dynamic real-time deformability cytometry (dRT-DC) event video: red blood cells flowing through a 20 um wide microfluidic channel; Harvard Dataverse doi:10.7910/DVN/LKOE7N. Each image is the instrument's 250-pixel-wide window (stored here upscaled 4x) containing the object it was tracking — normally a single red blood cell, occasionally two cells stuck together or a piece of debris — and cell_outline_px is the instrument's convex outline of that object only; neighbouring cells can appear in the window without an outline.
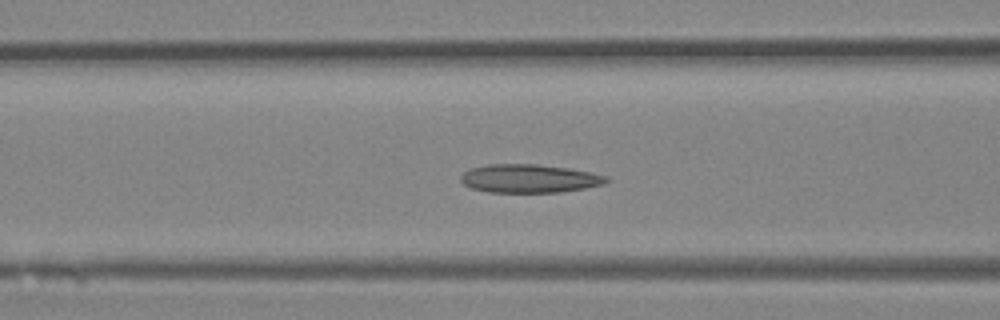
{"species": "Egyptian fruit bat (a non-hibernating species)", "species_latin": "Rousettus aegyptiacus", "temperature_condition": "room temperature", "stored_images_in_passage": 35, "camera_frame_rate_fps": 3000, "um_per_image_px": 0.085, "animal": {"sex": "female"}, "frame": {"image": 1, "passage_image": 10, "time_ms": 3.0, "image_size_px": [1000, 320], "cell_outline_px": [[612, 180], [604, 184], [584, 188], [560, 192], [488, 192], [472, 188], [464, 184], [460, 180], [460, 176], [464, 172], [472, 168], [488, 164], [536, 164], [568, 168], [608, 176]], "centroid_in_image_um": [45.0, 15.17], "position_along_channel_um": 121.6, "area_um2": 24.04}}
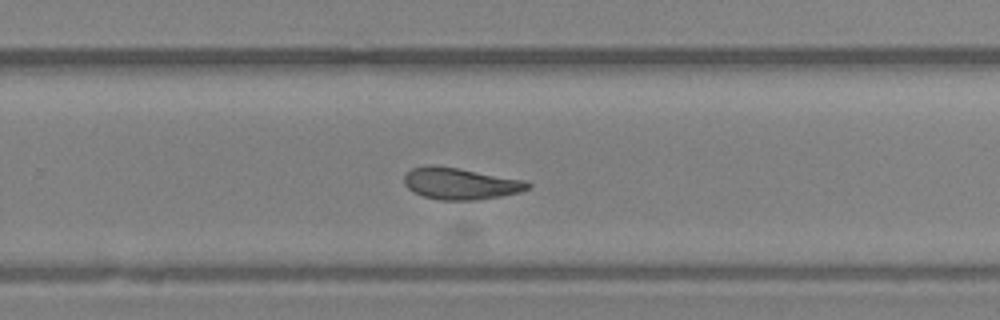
{"frame": {"image": 2, "passage_image": 20, "time_ms": 6.333, "image_size_px": [1000, 320], "cell_outline_px": [[532, 184], [528, 188], [520, 192], [500, 196], [476, 200], [440, 200], [424, 196], [412, 192], [404, 184], [404, 176], [412, 168], [456, 168], [524, 180]], "centroid_in_image_um": [39.17, 15.65], "position_along_channel_um": 290.6, "area_um2": 21.96}}
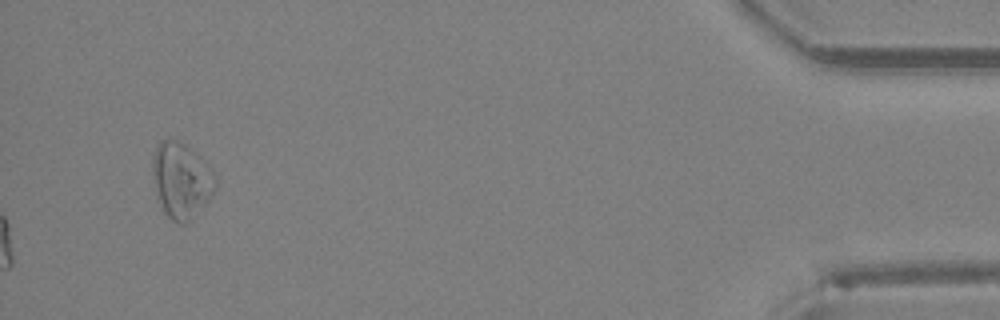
{"frame": {"image": 3, "passage_image": 35, "time_ms": 11.333, "image_size_px": [1000, 320], "cell_outline_px": [[220, 180], [212, 196], [188, 224], [180, 224], [172, 220], [160, 208], [156, 192], [152, 172], [152, 156], [156, 148], [164, 140], [180, 140], [196, 152], [212, 168]], "centroid_in_image_um": [15.46, 15.35], "position_along_channel_um": 419.7, "area_um2": 28.32}}